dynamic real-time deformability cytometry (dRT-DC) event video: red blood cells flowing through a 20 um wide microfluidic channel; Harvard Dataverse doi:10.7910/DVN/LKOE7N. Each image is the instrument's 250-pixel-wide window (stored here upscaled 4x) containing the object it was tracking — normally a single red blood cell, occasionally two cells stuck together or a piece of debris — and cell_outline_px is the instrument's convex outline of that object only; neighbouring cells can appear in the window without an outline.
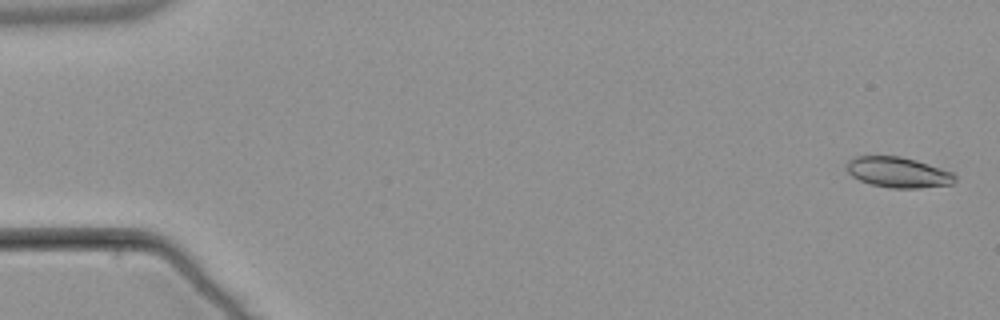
{"species": "common noctule bat (a hibernating species)", "species_latin": "Nyctalus noctula", "temperature_condition": "warm", "stored_images_in_passage": 54, "camera_frame_rate_fps": 3000, "um_per_image_px": 0.085, "animal": {"sex": "male", "body_mass_g": 21.5, "forearm_length_mm": 52.0}, "frame": {"image": 1, "passage_image": 1, "time_ms": 0.0, "image_size_px": [1000, 320], "cell_outline_px": [[956, 180], [952, 184], [920, 188], [888, 188], [872, 184], [860, 180], [852, 176], [848, 172], [848, 160], [856, 156], [900, 156], [916, 160], [952, 172], [956, 176]], "centroid_in_image_um": [76.36, 14.65], "position_along_channel_um": 8.6, "area_um2": 19.13}}
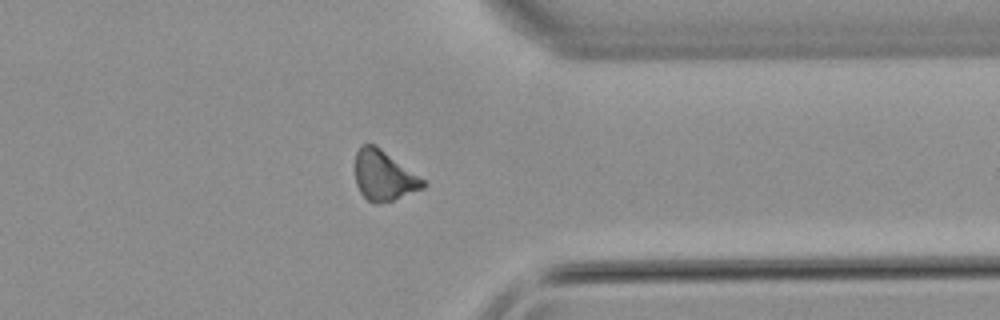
{"frame": {"image": 2, "passage_image": 43, "time_ms": 14.0, "image_size_px": [1000, 320], "cell_outline_px": [[428, 184], [424, 188], [392, 200], [380, 204], [368, 200], [360, 192], [356, 184], [356, 152], [364, 144], [376, 144], [424, 180]], "centroid_in_image_um": [32.63, 14.93], "position_along_channel_um": 378.8, "area_um2": 19.54}}
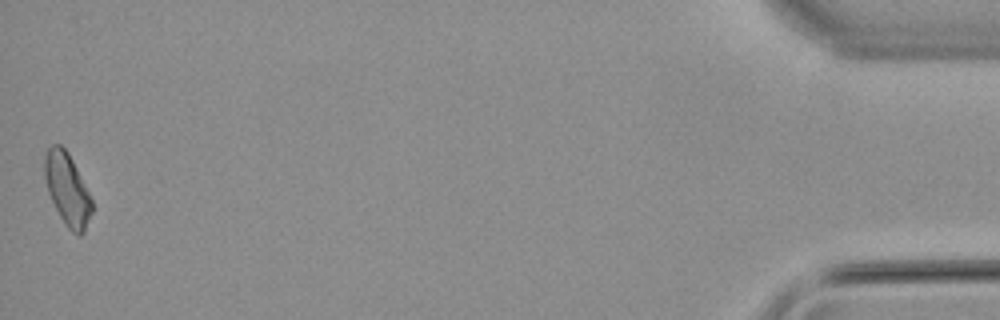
{"frame": {"image": 3, "passage_image": 54, "time_ms": 17.667, "image_size_px": [1000, 320], "cell_outline_px": [[92, 212], [84, 232], [80, 236], [76, 236], [64, 224], [48, 192], [44, 176], [44, 156], [48, 148], [52, 144], [60, 144], [68, 152], [92, 200]], "centroid_in_image_um": [5.71, 16.1], "position_along_channel_um": 429.5, "area_um2": 19.71}}